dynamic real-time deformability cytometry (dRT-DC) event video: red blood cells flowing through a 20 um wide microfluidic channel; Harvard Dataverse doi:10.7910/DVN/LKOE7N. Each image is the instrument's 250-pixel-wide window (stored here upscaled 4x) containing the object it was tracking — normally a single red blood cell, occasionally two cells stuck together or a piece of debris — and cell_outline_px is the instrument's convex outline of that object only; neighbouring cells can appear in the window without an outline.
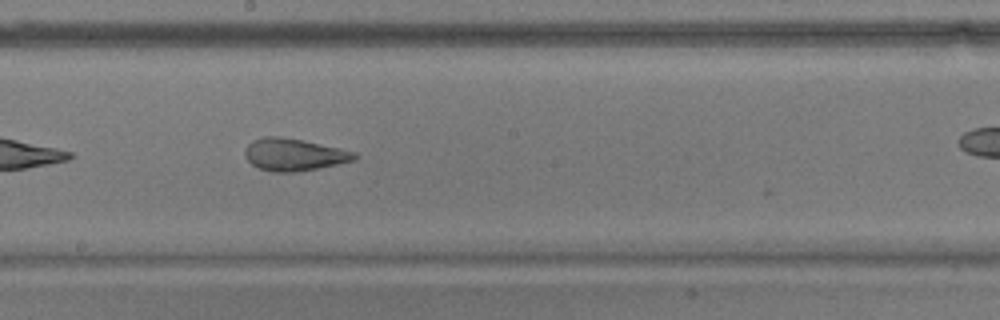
{"species": "common noctule bat (a hibernating species)", "species_latin": "Nyctalus noctula", "temperature_condition": "warm", "stored_images_in_passage": 20, "camera_frame_rate_fps": 3000, "um_per_image_px": 0.085, "animal": {"sex": "male", "body_mass_g": 17.9}, "frame": {"image": 1, "passage_image": 17, "time_ms": 5.333, "image_size_px": [1000, 320], "cell_outline_px": [[356, 160], [296, 172], [272, 172], [260, 168], [252, 164], [244, 156], [244, 148], [252, 140], [264, 136], [280, 136], [340, 148], [356, 152]], "centroid_in_image_um": [24.94, 13.13], "position_along_channel_um": 223.3, "area_um2": 20.46}}